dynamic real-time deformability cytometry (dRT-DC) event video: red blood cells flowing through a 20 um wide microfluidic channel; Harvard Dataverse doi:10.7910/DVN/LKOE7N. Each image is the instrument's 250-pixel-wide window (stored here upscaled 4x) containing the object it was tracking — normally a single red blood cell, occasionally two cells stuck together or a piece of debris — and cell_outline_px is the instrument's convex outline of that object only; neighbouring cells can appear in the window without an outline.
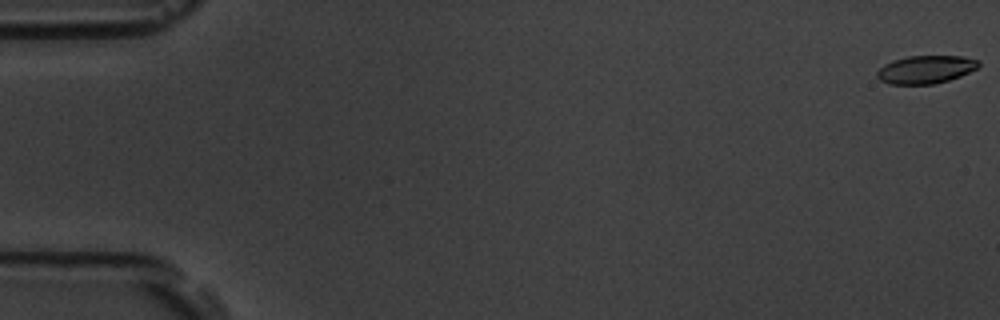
{"species": "common noctule bat (a hibernating species)", "species_latin": "Nyctalus noctula", "temperature_condition": "room temperature", "stored_images_in_passage": 55, "camera_frame_rate_fps": 3000, "um_per_image_px": 0.085, "animal": {"sex": "male", "body_mass_g": 19.5, "forearm_length_mm": 54.6}, "frame": {"image": 1, "passage_image": 1, "time_ms": 0.0, "image_size_px": [1000, 320], "cell_outline_px": [[980, 64], [976, 68], [960, 76], [948, 80], [932, 84], [888, 84], [880, 80], [876, 76], [876, 72], [884, 64], [892, 60], [908, 56], [960, 56], [980, 60]], "centroid_in_image_um": [78.65, 5.9], "position_along_channel_um": 6.3, "area_um2": 16.53}}
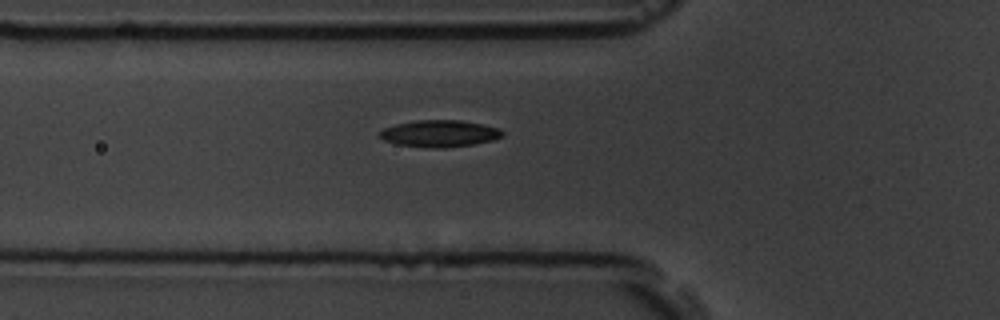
{"frame": {"image": 2, "passage_image": 20, "time_ms": 6.333, "image_size_px": [1000, 320], "cell_outline_px": [[504, 136], [492, 140], [472, 144], [440, 148], [432, 148], [396, 144], [384, 140], [380, 136], [380, 132], [384, 128], [396, 124], [416, 120], [460, 120], [484, 124], [500, 128], [504, 132]], "centroid_in_image_um": [37.4, 11.34], "position_along_channel_um": 88.4, "area_um2": 19.13}}
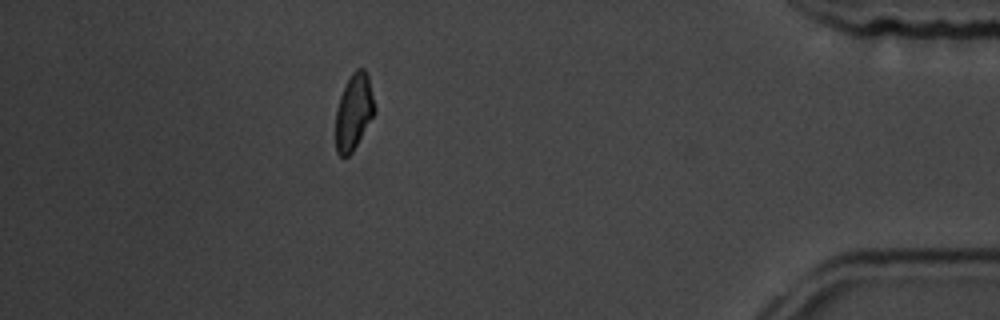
{"frame": {"image": 3, "passage_image": 49, "time_ms": 16.0, "image_size_px": [1000, 320], "cell_outline_px": [[376, 112], [352, 152], [348, 156], [340, 156], [336, 152], [336, 108], [340, 96], [352, 72], [356, 68], [364, 68], [368, 76], [376, 108]], "centroid_in_image_um": [30.08, 9.5], "position_along_channel_um": 405.1, "area_um2": 17.22}, "authors_computed_cell_mechanics": {"area_um2": 18.0336, "velocity_mm_per_s": 3.7715, "shape_relaxation_time_tau1_ms": 2.8291, "shape_relaxation_time_tau2_ms": 6.248, "deformation_change_tau1": 0.1231, "deformation_change_tau2": 0.1133}}